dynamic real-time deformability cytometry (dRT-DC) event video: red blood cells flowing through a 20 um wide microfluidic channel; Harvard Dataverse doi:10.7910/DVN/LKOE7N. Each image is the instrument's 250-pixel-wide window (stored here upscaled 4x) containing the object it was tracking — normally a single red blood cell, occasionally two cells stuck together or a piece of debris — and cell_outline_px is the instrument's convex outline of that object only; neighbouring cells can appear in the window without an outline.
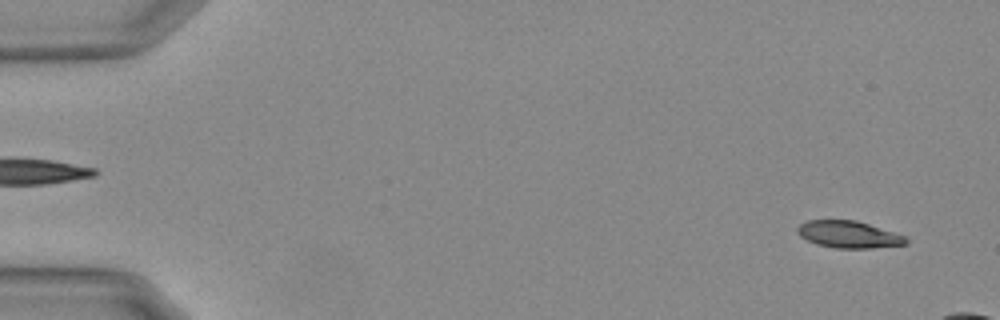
{"species": "Egyptian fruit bat (a non-hibernating species)", "species_latin": "Rousettus aegyptiacus", "temperature_condition": "warm", "stored_images_in_passage": 13, "camera_frame_rate_fps": 3000, "um_per_image_px": 0.085, "animal": {"sex": "female"}, "frame": {"image": 1, "passage_image": 3, "time_ms": 0.667, "image_size_px": [1000, 320], "cell_outline_px": [[908, 244], [872, 248], [836, 248], [816, 244], [800, 236], [796, 232], [796, 228], [800, 224], [808, 220], [856, 220], [904, 236], [908, 240]], "centroid_in_image_um": [72.1, 19.93], "position_along_channel_um": 12.9, "area_um2": 16.94}}